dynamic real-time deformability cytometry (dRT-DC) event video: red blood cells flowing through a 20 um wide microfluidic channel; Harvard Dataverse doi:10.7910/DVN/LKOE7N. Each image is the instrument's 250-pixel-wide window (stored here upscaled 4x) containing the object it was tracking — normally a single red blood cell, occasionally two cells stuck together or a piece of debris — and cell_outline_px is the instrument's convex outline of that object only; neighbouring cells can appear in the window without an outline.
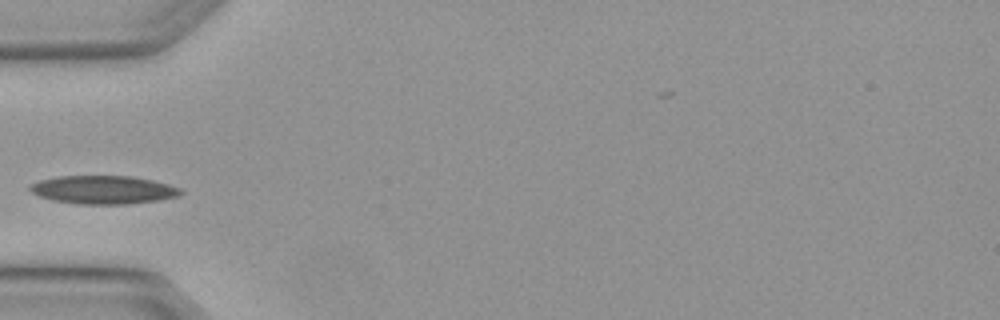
{"species": "Egyptian fruit bat (a non-hibernating species)", "species_latin": "Rousettus aegyptiacus", "temperature_condition": "warm", "stored_images_in_passage": 4, "camera_frame_rate_fps": 3000, "um_per_image_px": 0.085, "animal": {"sex": "female"}, "frame": {"image": 1, "passage_image": 4, "time_ms": 1.0, "image_size_px": [1000, 320], "cell_outline_px": [[184, 192], [180, 196], [160, 200], [128, 204], [80, 204], [52, 200], [40, 196], [32, 192], [28, 188], [32, 184], [40, 180], [56, 176], [132, 176], [152, 180], [168, 184], [180, 188]], "centroid_in_image_um": [8.82, 16.13], "position_along_channel_um": 76.2, "area_um2": 24.91}}